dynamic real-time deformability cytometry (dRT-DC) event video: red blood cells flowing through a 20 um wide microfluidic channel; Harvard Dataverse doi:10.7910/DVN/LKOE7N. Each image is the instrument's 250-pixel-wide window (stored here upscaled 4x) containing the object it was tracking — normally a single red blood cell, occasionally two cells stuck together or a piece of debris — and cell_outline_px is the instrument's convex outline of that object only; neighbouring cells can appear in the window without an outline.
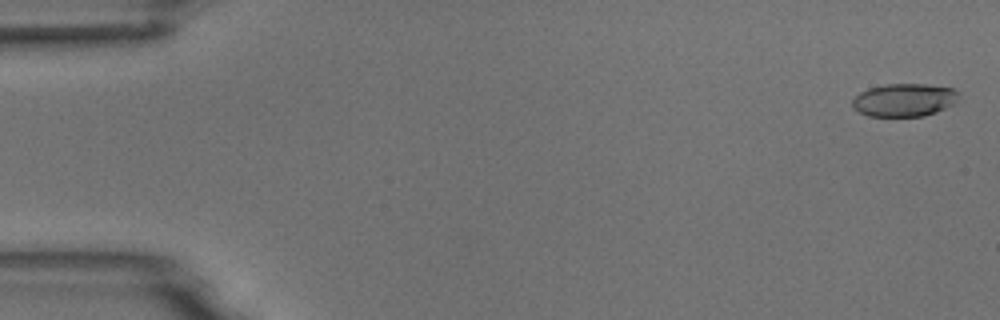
{"species": "common noctule bat (a hibernating species)", "species_latin": "Nyctalus noctula", "temperature_condition": "room temperature", "stored_images_in_passage": 55, "camera_frame_rate_fps": 3000, "um_per_image_px": 0.085, "animal": {"sex": "male", "body_mass_g": 18.8}, "frame": {"image": 1, "passage_image": 2, "time_ms": 0.333, "image_size_px": [1000, 320], "cell_outline_px": [[956, 100], [952, 104], [936, 112], [924, 116], [868, 116], [852, 108], [852, 100], [860, 92], [868, 88], [888, 84], [928, 84], [952, 88], [956, 92]], "centroid_in_image_um": [76.81, 8.5], "position_along_channel_um": 8.2, "area_um2": 20.23}}
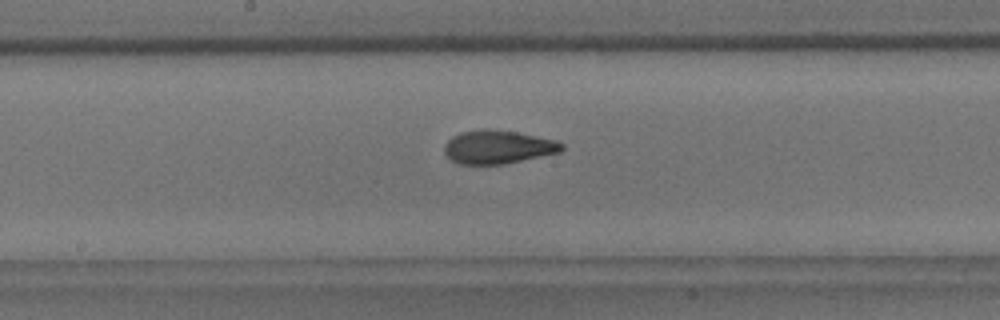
{"frame": {"image": 2, "passage_image": 29, "time_ms": 9.333, "image_size_px": [1000, 320], "cell_outline_px": [[564, 148], [560, 152], [504, 164], [460, 164], [452, 160], [444, 152], [444, 144], [452, 136], [460, 132], [480, 128], [484, 128], [516, 132], [556, 140], [564, 144]], "centroid_in_image_um": [42.31, 12.48], "position_along_channel_um": 205.9, "area_um2": 22.89}}
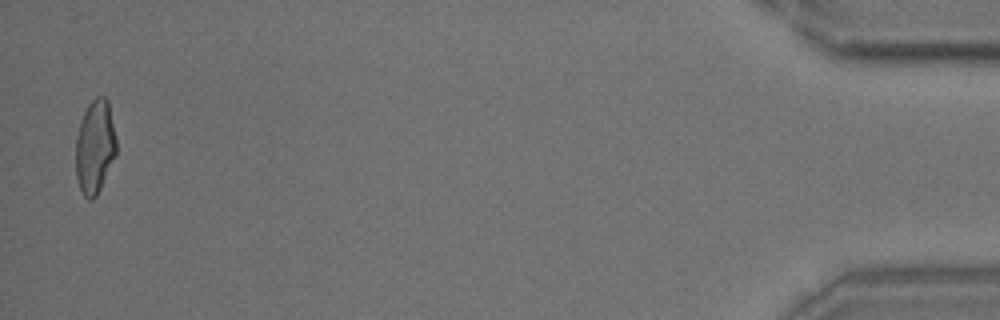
{"frame": {"image": 3, "passage_image": 54, "time_ms": 17.667, "image_size_px": [1000, 320], "cell_outline_px": [[116, 156], [96, 196], [92, 200], [88, 200], [84, 196], [80, 188], [76, 176], [76, 136], [80, 120], [88, 104], [96, 96], [104, 96], [108, 100], [116, 136]], "centroid_in_image_um": [8.07, 12.46], "position_along_channel_um": 427.1, "area_um2": 22.31}, "authors_computed_cell_mechanics": {"area_um2": 22.253, "velocity_mm_per_s": 3.7317, "shape_relaxation_time_tau1_ms": 5.7369, "shape_relaxation_time_tau2_ms": 1.554, "deformation_change_tau1": 0.1781, "deformation_change_tau2": 0.0831}}